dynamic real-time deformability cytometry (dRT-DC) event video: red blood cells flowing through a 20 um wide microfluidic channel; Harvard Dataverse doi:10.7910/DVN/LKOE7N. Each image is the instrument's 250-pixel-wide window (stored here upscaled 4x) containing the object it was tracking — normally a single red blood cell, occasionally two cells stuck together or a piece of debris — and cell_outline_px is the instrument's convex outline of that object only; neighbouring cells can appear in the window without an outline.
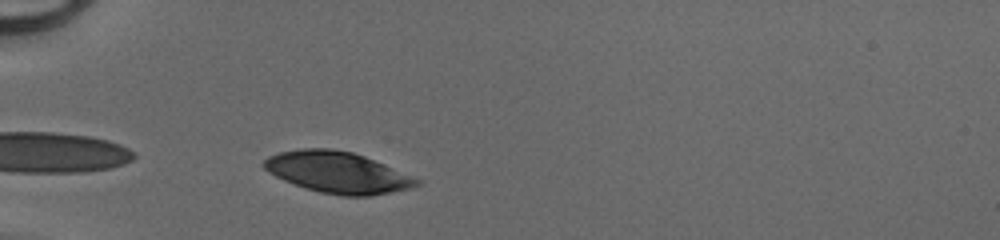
{"species": "human", "species_latin": "Homo sapiens", "temperature_condition": "cold", "stored_images_in_passage": 34, "camera_frame_rate_fps": 3000, "um_per_image_px": 0.085, "donor": {"sex": "male"}, "frame": {"image": 1, "passage_image": 2, "time_ms": 0.333, "image_size_px": [1000, 240], "cell_outline_px": [[420, 184], [412, 188], [372, 196], [340, 196], [320, 192], [284, 180], [268, 172], [260, 164], [268, 156], [280, 152], [300, 148], [332, 148], [352, 152], [364, 156], [420, 180]], "centroid_in_image_um": [28.66, 14.65], "position_along_channel_um": 56.3, "area_um2": 36.53}}
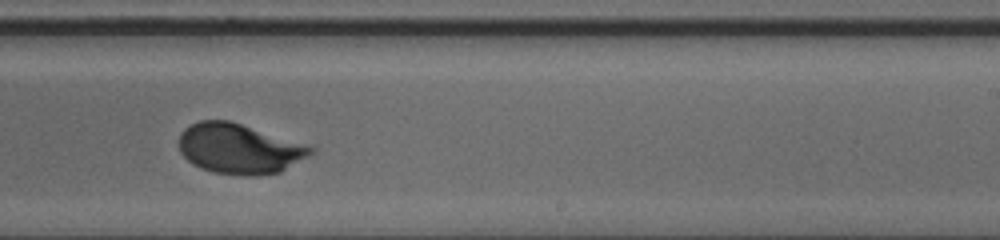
{"frame": {"image": 2, "passage_image": 18, "time_ms": 5.667, "image_size_px": [1000, 240], "cell_outline_px": [[316, 148], [308, 156], [280, 172], [256, 176], [240, 176], [212, 172], [200, 168], [192, 164], [180, 152], [180, 132], [184, 128], [200, 120], [228, 120], [312, 144]], "centroid_in_image_um": [20.38, 12.64], "position_along_channel_um": 268.6, "area_um2": 39.02}}
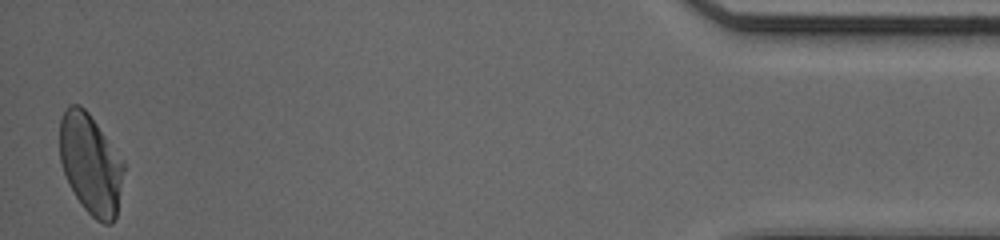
{"frame": {"image": 3, "passage_image": 34, "time_ms": 11.0, "image_size_px": [1000, 240], "cell_outline_px": [[124, 168], [116, 216], [112, 224], [104, 224], [96, 220], [84, 208], [76, 196], [64, 172], [60, 160], [60, 120], [64, 112], [72, 104], [80, 104], [88, 112], [124, 164]], "centroid_in_image_um": [7.69, 13.96], "position_along_channel_um": 427.5, "area_um2": 36.47}}